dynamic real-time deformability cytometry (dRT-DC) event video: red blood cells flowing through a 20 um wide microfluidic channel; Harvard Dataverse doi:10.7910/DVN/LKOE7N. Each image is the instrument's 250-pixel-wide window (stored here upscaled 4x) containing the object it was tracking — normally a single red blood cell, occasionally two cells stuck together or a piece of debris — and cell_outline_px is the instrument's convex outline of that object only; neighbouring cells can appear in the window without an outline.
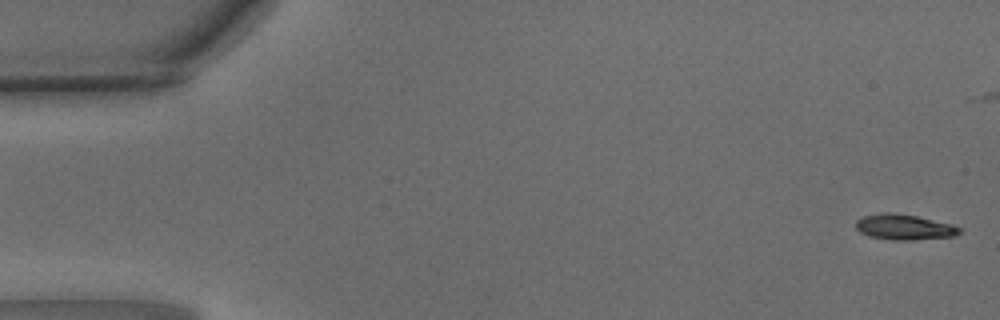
{"species": "common noctule bat (a hibernating species)", "species_latin": "Nyctalus noctula", "temperature_condition": "warm", "stored_images_in_passage": 39, "camera_frame_rate_fps": 3000, "um_per_image_px": 0.085, "animal": {"sex": "male", "body_mass_g": 15.6}, "frame": {"image": 1, "passage_image": 1, "time_ms": 0.0, "image_size_px": [1000, 320], "cell_outline_px": [[960, 232], [952, 236], [912, 240], [892, 240], [868, 236], [860, 232], [856, 228], [856, 220], [864, 216], [884, 212], [888, 212], [916, 216], [952, 224], [960, 228]], "centroid_in_image_um": [76.82, 19.3], "position_along_channel_um": 8.2, "area_um2": 15.2}}
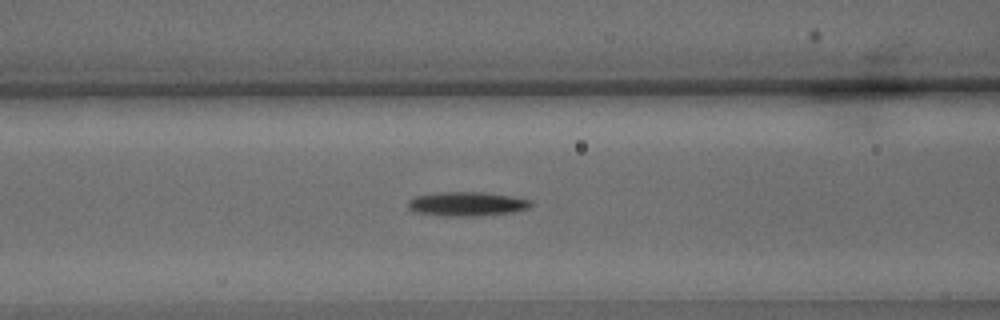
{"frame": {"image": 2, "passage_image": 19, "time_ms": 6.0, "image_size_px": [1000, 320], "cell_outline_px": [[532, 204], [528, 208], [512, 212], [476, 216], [444, 216], [416, 212], [408, 208], [408, 200], [416, 196], [440, 192], [484, 192], [512, 196], [532, 200]], "centroid_in_image_um": [39.69, 17.33], "position_along_channel_um": 126.9, "area_um2": 17.28}}
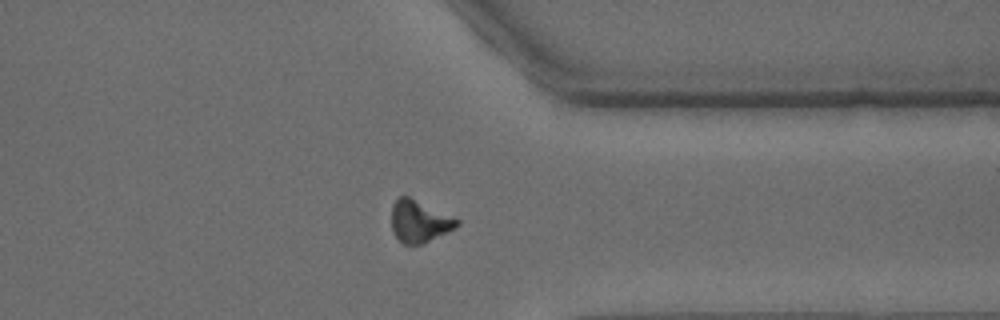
{"frame": {"image": 3, "passage_image": 37, "time_ms": 12.0, "image_size_px": [1000, 320], "cell_outline_px": [[460, 224], [456, 228], [448, 232], [420, 244], [404, 244], [392, 232], [392, 204], [400, 196], [408, 196], [460, 220]], "centroid_in_image_um": [35.64, 18.81], "position_along_channel_um": 375.8, "area_um2": 15.78}}